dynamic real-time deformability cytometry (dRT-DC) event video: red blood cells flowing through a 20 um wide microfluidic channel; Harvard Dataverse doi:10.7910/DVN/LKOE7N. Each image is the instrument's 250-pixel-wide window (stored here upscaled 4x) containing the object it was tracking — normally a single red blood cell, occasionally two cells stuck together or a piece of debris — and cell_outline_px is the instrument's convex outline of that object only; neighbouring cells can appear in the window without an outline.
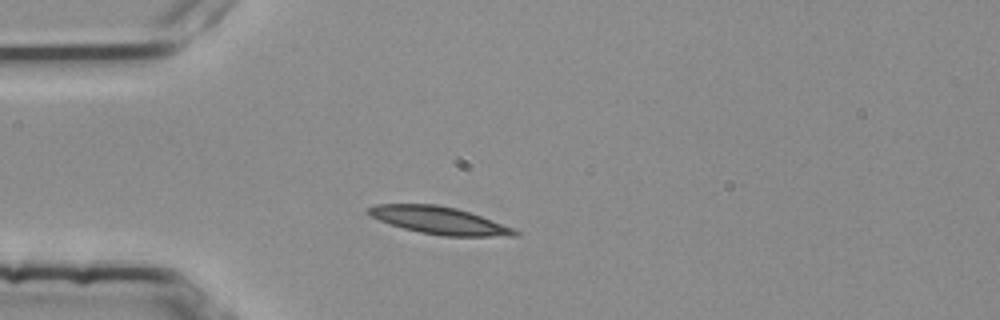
{"species": "common noctule bat (a hibernating species)", "species_latin": "Nyctalus noctula", "temperature_condition": "room temperature", "stored_images_in_passage": 35, "camera_frame_rate_fps": 3000, "um_per_image_px": 0.085, "animal": {"sex": "female", "body_mass_g": 25.1}, "frame": {"image": 1, "passage_image": 1, "time_ms": 0.0, "image_size_px": [1000, 320], "cell_outline_px": [[520, 236], [444, 236], [420, 232], [404, 228], [380, 220], [364, 212], [372, 204], [436, 204], [456, 208], [480, 216], [512, 228], [520, 232]], "centroid_in_image_um": [37.31, 18.73], "position_along_channel_um": 47.7, "area_um2": 23.06}}
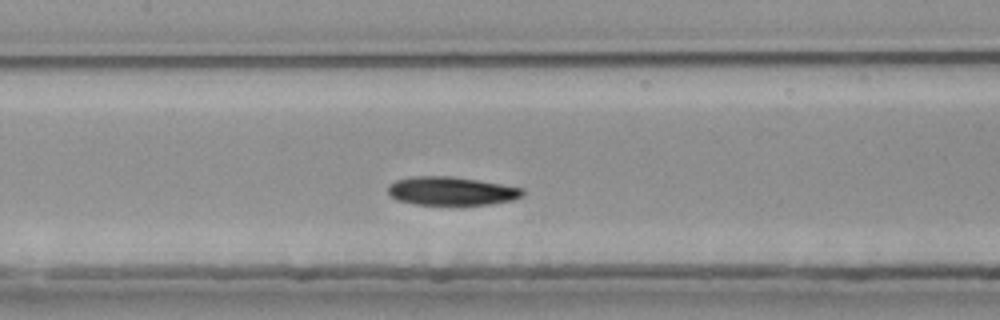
{"frame": {"image": 2, "passage_image": 12, "time_ms": 3.667, "image_size_px": [1000, 320], "cell_outline_px": [[524, 192], [520, 196], [512, 200], [492, 204], [416, 204], [396, 200], [388, 196], [388, 184], [396, 180], [412, 176], [448, 176], [476, 180], [500, 184], [520, 188]], "centroid_in_image_um": [38.27, 16.23], "position_along_channel_um": 169.1, "area_um2": 22.08}}
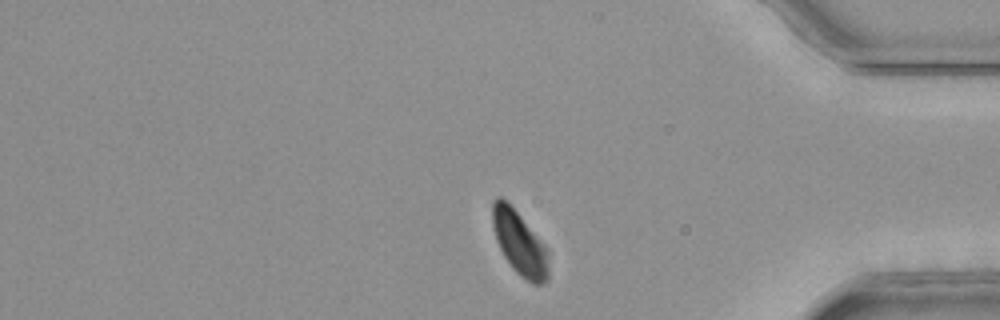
{"frame": {"image": 3, "passage_image": 32, "time_ms": 10.333, "image_size_px": [1000, 320], "cell_outline_px": [[548, 280], [544, 284], [532, 284], [520, 276], [512, 268], [504, 256], [496, 240], [492, 224], [492, 200], [496, 196], [500, 196], [520, 216], [548, 248]], "centroid_in_image_um": [44.17, 20.69], "position_along_channel_um": 391.0, "area_um2": 20.87}, "authors_computed_cell_mechanics": {"area_um2": 22.542, "velocity_mm_per_s": 3.7271, "shape_relaxation_time_tau1_ms": 3.1388, "shape_relaxation_time_tau2_ms": 3.9144, "deformation_change_tau1": 0.1148, "deformation_change_tau2": 0.0689}}